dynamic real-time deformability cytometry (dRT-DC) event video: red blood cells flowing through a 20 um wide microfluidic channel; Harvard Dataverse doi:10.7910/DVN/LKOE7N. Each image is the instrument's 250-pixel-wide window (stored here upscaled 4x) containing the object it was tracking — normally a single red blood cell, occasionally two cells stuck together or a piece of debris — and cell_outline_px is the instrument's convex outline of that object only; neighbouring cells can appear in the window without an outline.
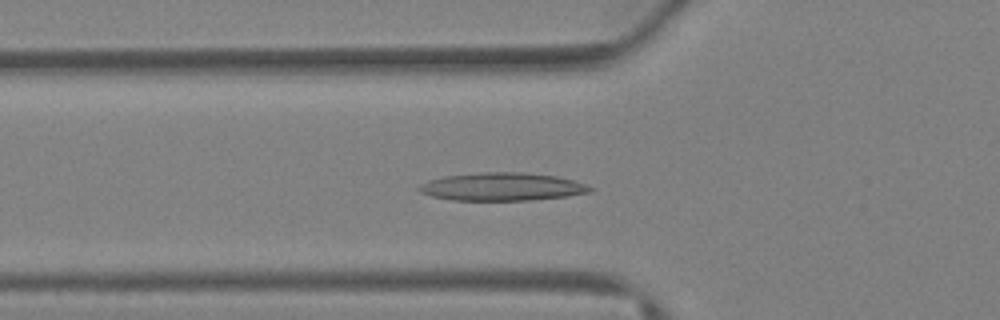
{"species": "Egyptian fruit bat (a non-hibernating species)", "species_latin": "Rousettus aegyptiacus", "temperature_condition": "warm", "stored_images_in_passage": 38, "camera_frame_rate_fps": 3000, "um_per_image_px": 0.085, "animal": {"sex": "female"}, "frame": {"image": 1, "passage_image": 13, "time_ms": 4.0, "image_size_px": [1000, 320], "cell_outline_px": [[596, 188], [592, 192], [568, 196], [528, 200], [452, 200], [432, 196], [420, 192], [416, 188], [420, 184], [428, 180], [444, 176], [480, 172], [524, 172], [556, 176], [572, 180]], "centroid_in_image_um": [42.67, 15.87], "position_along_channel_um": 83.1, "area_um2": 27.98}}
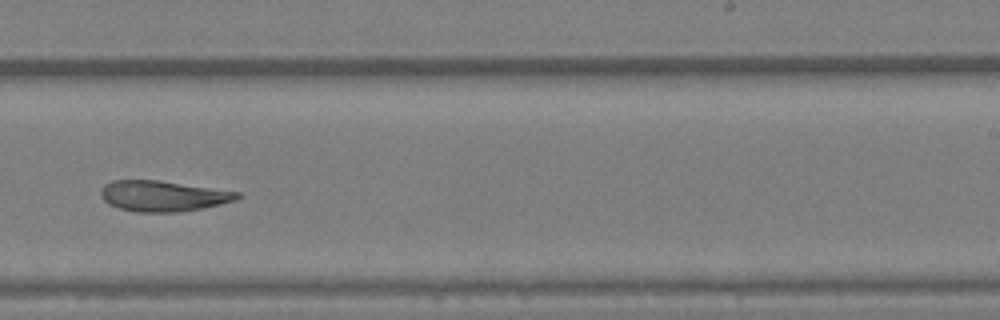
{"frame": {"image": 2, "passage_image": 24, "time_ms": 7.667, "image_size_px": [1000, 320], "cell_outline_px": [[240, 196], [236, 200], [220, 204], [180, 212], [136, 212], [120, 208], [108, 204], [100, 196], [100, 188], [104, 184], [112, 180], [160, 180], [240, 192]], "centroid_in_image_um": [13.81, 16.65], "position_along_channel_um": 275.2, "area_um2": 24.45}}
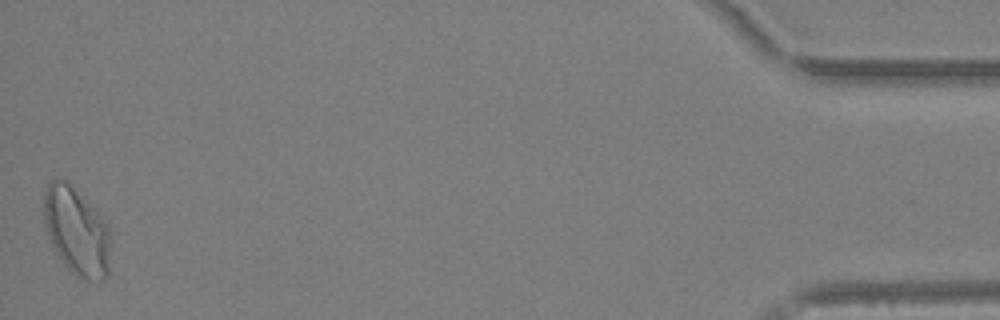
{"frame": {"image": 3, "passage_image": 38, "time_ms": 12.333, "image_size_px": [1000, 320], "cell_outline_px": [[108, 276], [104, 280], [80, 280], [64, 264], [52, 244], [48, 232], [44, 216], [44, 192], [48, 184], [52, 180], [64, 176], [104, 216], [108, 228]], "centroid_in_image_um": [6.51, 19.59], "position_along_channel_um": 428.7, "area_um2": 34.22}}